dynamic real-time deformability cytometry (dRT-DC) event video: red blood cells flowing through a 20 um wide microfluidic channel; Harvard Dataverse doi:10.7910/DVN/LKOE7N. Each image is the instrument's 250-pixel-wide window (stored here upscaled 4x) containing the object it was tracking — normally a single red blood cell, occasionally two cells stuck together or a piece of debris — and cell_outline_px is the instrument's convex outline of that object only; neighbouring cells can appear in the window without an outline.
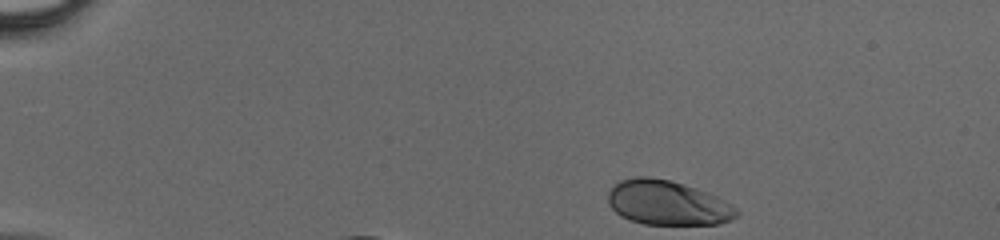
{"species": "human", "species_latin": "Homo sapiens", "temperature_condition": "cold", "stored_images_in_passage": 7, "camera_frame_rate_fps": 3000, "um_per_image_px": 0.085, "donor": {"sex": "male"}, "frame": {"image": 1, "passage_image": 1, "time_ms": 0.0, "image_size_px": [1000, 240], "cell_outline_px": [[740, 212], [732, 220], [720, 224], [644, 224], [628, 220], [620, 216], [608, 204], [608, 192], [612, 184], [620, 180], [636, 176], [648, 176], [668, 180], [684, 184], [696, 188], [716, 196], [732, 204]], "centroid_in_image_um": [56.72, 17.24], "position_along_channel_um": 28.3, "area_um2": 33.64}}
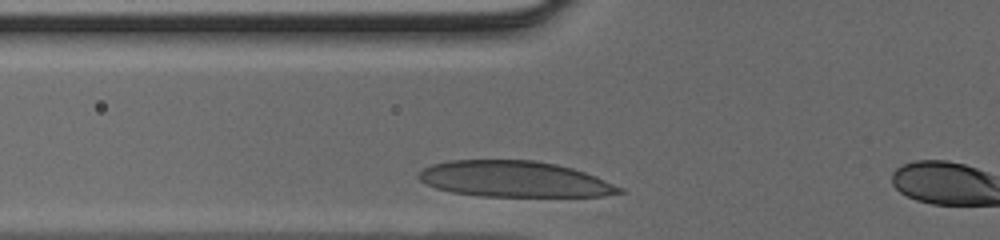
{"frame": {"image": 2, "passage_image": 6, "time_ms": 1.667, "image_size_px": [1000, 240], "cell_outline_px": [[628, 192], [604, 196], [480, 196], [452, 192], [436, 188], [424, 184], [416, 176], [424, 168], [432, 164], [448, 160], [536, 160], [556, 164], [572, 168], [596, 176], [624, 188]], "centroid_in_image_um": [43.74, 15.22], "position_along_channel_um": 82.1, "area_um2": 42.25}}